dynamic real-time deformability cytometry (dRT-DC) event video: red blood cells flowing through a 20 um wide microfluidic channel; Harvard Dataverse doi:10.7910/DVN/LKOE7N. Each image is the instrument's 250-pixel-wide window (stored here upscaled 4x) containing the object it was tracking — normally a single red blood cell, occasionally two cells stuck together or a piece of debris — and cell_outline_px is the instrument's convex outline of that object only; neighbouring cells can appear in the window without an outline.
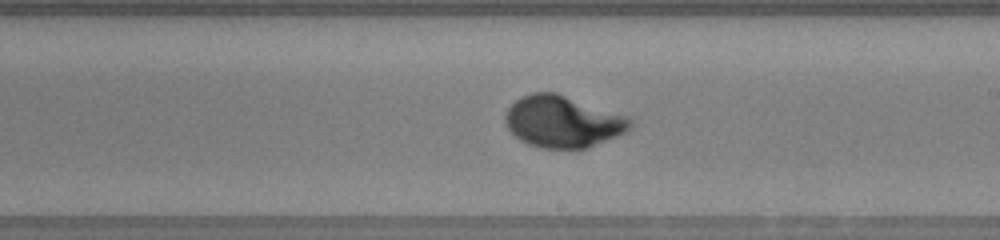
{"species": "human", "species_latin": "Homo sapiens", "temperature_condition": "warm", "stored_images_in_passage": 48, "camera_frame_rate_fps": 3000, "um_per_image_px": 0.085, "donor": {"sex": "female"}, "frame": {"image": 1, "passage_image": 27, "time_ms": 8.667, "image_size_px": [1000, 240], "cell_outline_px": [[632, 128], [616, 136], [588, 148], [540, 148], [528, 144], [520, 140], [508, 128], [504, 120], [504, 116], [508, 108], [516, 100], [532, 92], [556, 92], [628, 116], [632, 120]], "centroid_in_image_um": [47.84, 10.33], "position_along_channel_um": 241.2, "area_um2": 37.57}}
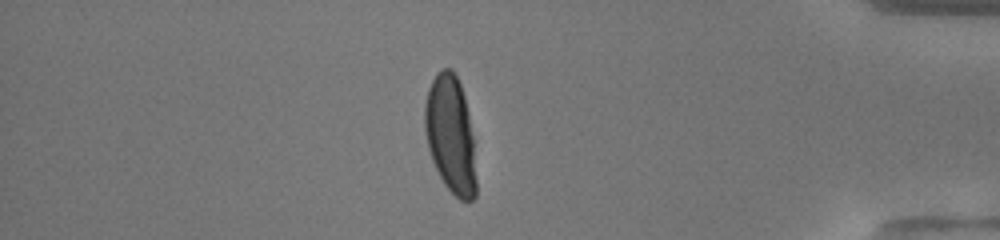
{"frame": {"image": 2, "passage_image": 41, "time_ms": 13.333, "image_size_px": [1000, 240], "cell_outline_px": [[476, 196], [472, 200], [460, 200], [444, 184], [432, 160], [428, 148], [424, 132], [424, 104], [428, 88], [436, 72], [440, 68], [452, 68], [460, 84], [464, 96], [468, 112], [472, 136], [476, 180]], "centroid_in_image_um": [38.27, 11.41], "position_along_channel_um": 396.9, "area_um2": 35.2}}
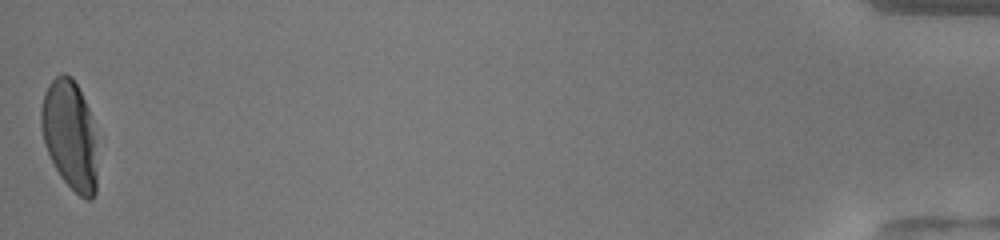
{"frame": {"image": 3, "passage_image": 48, "time_ms": 15.667, "image_size_px": [1000, 240], "cell_outline_px": [[96, 192], [92, 200], [84, 200], [60, 176], [48, 152], [44, 140], [40, 124], [40, 108], [44, 92], [48, 84], [60, 72], [64, 72], [72, 76], [88, 108], [92, 132], [96, 172]], "centroid_in_image_um": [5.89, 11.44], "position_along_channel_um": 429.3, "area_um2": 35.03}, "authors_computed_cell_mechanics": {"area_um2": 35.9805, "velocity_mm_per_s": 4.1875, "shape_relaxation_time_tau1_ms": 2.9491, "shape_relaxation_time_tau2_ms": null, "deformation_change_tau1": 0.2165, "deformation_change_tau2": null}}